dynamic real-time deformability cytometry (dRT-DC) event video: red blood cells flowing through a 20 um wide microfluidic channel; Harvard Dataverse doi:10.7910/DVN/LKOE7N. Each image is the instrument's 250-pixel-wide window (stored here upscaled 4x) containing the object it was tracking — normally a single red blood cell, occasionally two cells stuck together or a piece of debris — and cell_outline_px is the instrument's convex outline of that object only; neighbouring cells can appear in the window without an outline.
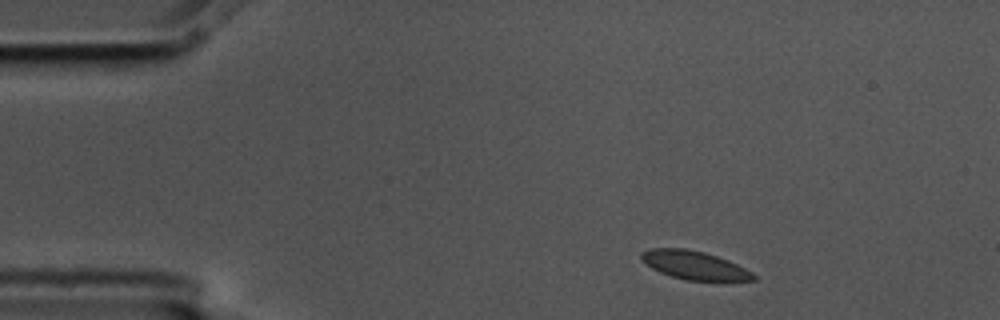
{"species": "common noctule bat (a hibernating species)", "species_latin": "Nyctalus noctula", "temperature_condition": "cold", "stored_images_in_passage": 2, "camera_frame_rate_fps": 3000, "um_per_image_px": 0.085, "animal": {"sex": "male", "body_mass_g": 17.5, "forearm_length_mm": 52.3}, "frame": {"image": 1, "passage_image": 1, "time_ms": 0.0, "image_size_px": [1000, 320], "cell_outline_px": [[756, 280], [688, 280], [672, 276], [660, 272], [652, 268], [640, 260], [640, 252], [648, 248], [684, 248], [704, 252], [728, 260], [752, 272], [756, 276]], "centroid_in_image_um": [58.96, 22.52], "position_along_channel_um": 26.0, "area_um2": 18.44}}